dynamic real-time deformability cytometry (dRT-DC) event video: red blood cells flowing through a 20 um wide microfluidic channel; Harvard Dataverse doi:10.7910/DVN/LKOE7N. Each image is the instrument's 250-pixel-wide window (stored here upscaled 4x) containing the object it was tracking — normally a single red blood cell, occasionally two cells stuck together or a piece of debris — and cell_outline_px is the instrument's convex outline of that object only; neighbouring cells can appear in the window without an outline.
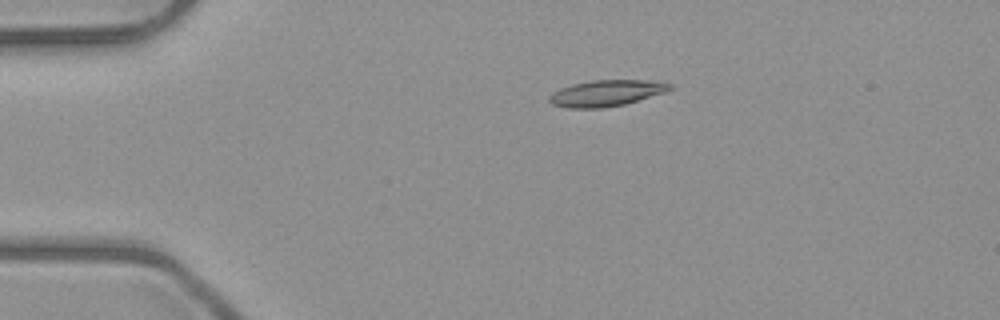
{"species": "common noctule bat (a hibernating species)", "species_latin": "Nyctalus noctula", "temperature_condition": "room temperature", "stored_images_in_passage": 2, "camera_frame_rate_fps": 3000, "um_per_image_px": 0.085, "animal": {"sex": "male", "body_mass_g": 23.1, "forearm_length_mm": 52.7}, "frame": {"image": 1, "passage_image": 1, "time_ms": 0.0, "image_size_px": [1000, 320], "cell_outline_px": [[672, 88], [664, 92], [624, 104], [604, 108], [568, 108], [552, 104], [548, 100], [548, 96], [552, 92], [560, 88], [572, 84], [592, 80], [664, 80], [672, 84]], "centroid_in_image_um": [51.54, 7.9], "position_along_channel_um": 33.5, "area_um2": 18.55}}